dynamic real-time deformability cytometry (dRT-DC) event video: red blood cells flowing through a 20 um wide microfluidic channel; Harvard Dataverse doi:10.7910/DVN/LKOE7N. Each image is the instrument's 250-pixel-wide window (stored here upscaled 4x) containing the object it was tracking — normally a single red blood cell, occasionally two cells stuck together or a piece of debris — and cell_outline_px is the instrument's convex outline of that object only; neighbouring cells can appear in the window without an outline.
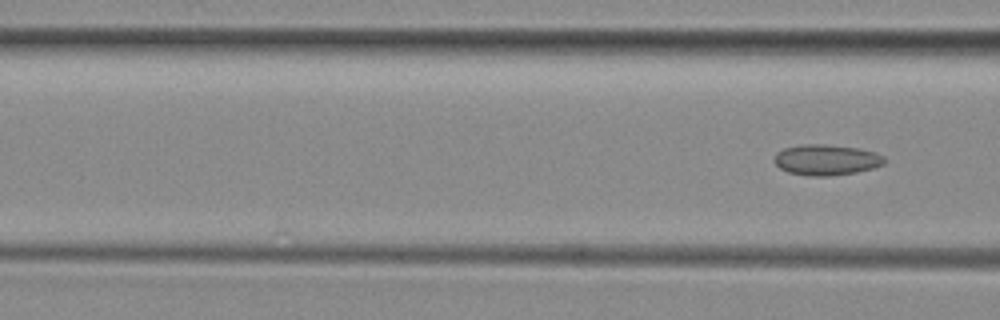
{"species": "common noctule bat (a hibernating species)", "species_latin": "Nyctalus noctula", "temperature_condition": "room temperature", "stored_images_in_passage": 4, "camera_frame_rate_fps": 3000, "um_per_image_px": 0.085, "animal": {"sex": "female", "body_mass_g": 29.2, "forearm_length_mm": 56.3}, "frame": {"image": 1, "passage_image": 4, "time_ms": 4.0, "image_size_px": [1000, 320], "cell_outline_px": [[884, 164], [872, 168], [856, 172], [828, 176], [808, 176], [788, 172], [780, 168], [772, 160], [776, 152], [784, 148], [800, 144], [824, 144], [860, 148], [876, 152], [884, 156]], "centroid_in_image_um": [70.21, 13.58], "position_along_channel_um": 96.4, "area_um2": 19.88}}